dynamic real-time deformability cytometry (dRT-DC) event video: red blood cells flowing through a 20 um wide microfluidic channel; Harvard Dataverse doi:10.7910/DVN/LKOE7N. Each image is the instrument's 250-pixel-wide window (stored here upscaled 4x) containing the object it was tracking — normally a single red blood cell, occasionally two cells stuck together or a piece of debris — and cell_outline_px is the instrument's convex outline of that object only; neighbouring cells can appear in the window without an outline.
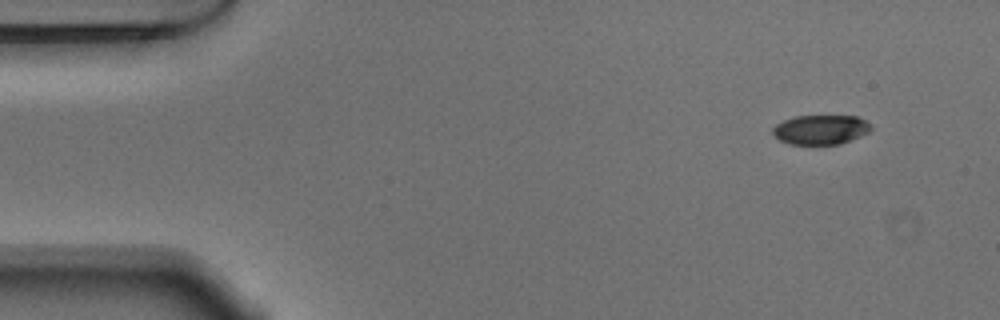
{"species": "Egyptian fruit bat (a non-hibernating species)", "species_latin": "Rousettus aegyptiacus", "temperature_condition": "warm", "stored_images_in_passage": 50, "camera_frame_rate_fps": 3000, "um_per_image_px": 0.085, "animal": {"sex": "male"}, "frame": {"image": 1, "passage_image": 1, "time_ms": 0.0, "image_size_px": [1000, 320], "cell_outline_px": [[872, 128], [868, 132], [860, 136], [840, 144], [788, 144], [780, 140], [772, 132], [772, 128], [776, 124], [784, 120], [796, 116], [856, 116], [864, 120]], "centroid_in_image_um": [69.73, 11.02], "position_along_channel_um": 15.3, "area_um2": 16.7}}
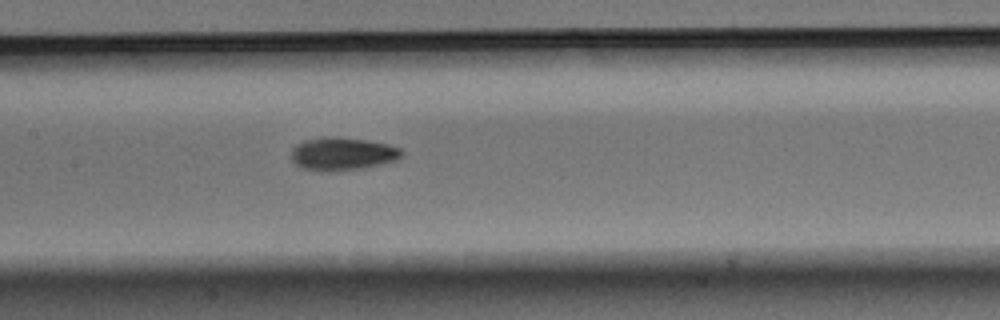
{"frame": {"image": 2, "passage_image": 22, "time_ms": 7.0, "image_size_px": [1000, 320], "cell_outline_px": [[404, 152], [396, 160], [360, 168], [300, 168], [292, 160], [292, 148], [296, 144], [308, 140], [328, 136], [336, 136], [364, 140], [388, 144], [400, 148]], "centroid_in_image_um": [29.13, 13.02], "position_along_channel_um": 178.3, "area_um2": 20.11}}
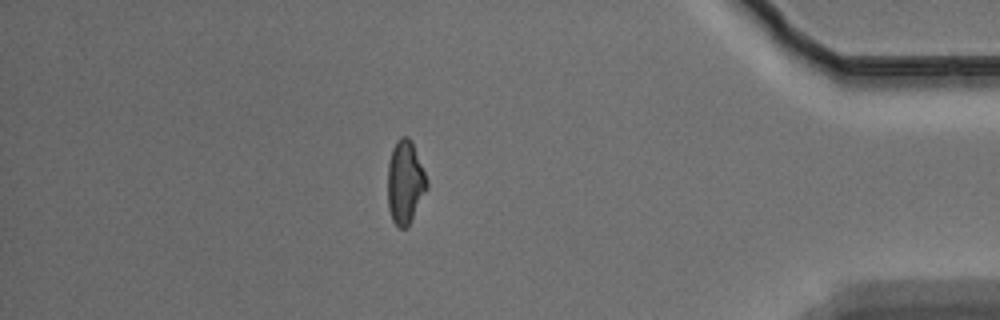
{"frame": {"image": 3, "passage_image": 43, "time_ms": 14.0, "image_size_px": [1000, 320], "cell_outline_px": [[428, 188], [408, 228], [400, 228], [392, 220], [388, 208], [388, 164], [392, 148], [396, 140], [400, 136], [408, 136], [412, 140], [428, 180]], "centroid_in_image_um": [34.45, 15.48], "position_along_channel_um": 400.8, "area_um2": 19.36}, "authors_computed_cell_mechanics": {"area_um2": 19.363, "velocity_mm_per_s": 3.7525, "shape_relaxation_time_tau1_ms": 3.6618, "shape_relaxation_time_tau2_ms": 2.9858, "deformation_change_tau1": 0.139, "deformation_change_tau2": 0.0842}}